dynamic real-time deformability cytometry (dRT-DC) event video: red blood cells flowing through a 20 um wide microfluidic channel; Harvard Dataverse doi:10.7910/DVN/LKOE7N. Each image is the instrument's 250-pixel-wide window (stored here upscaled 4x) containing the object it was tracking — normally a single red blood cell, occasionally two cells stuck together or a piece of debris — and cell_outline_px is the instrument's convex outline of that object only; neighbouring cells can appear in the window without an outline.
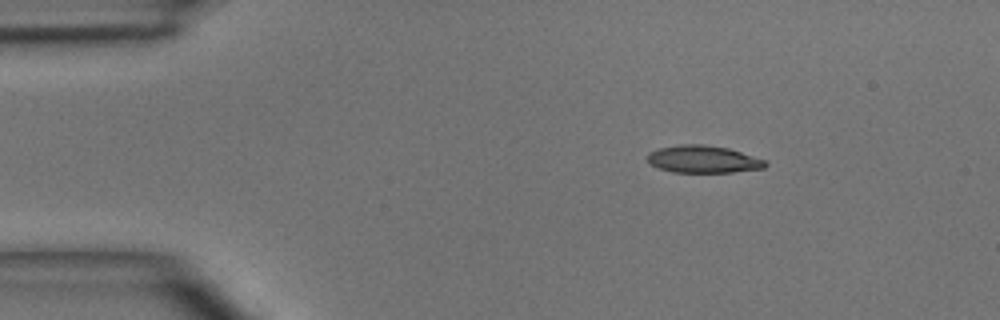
{"species": "common noctule bat (a hibernating species)", "species_latin": "Nyctalus noctula", "temperature_condition": "room temperature", "stored_images_in_passage": 6, "camera_frame_rate_fps": 3000, "um_per_image_px": 0.085, "animal": {"sex": "male", "body_mass_g": 15.6}, "frame": {"image": 1, "passage_image": 1, "time_ms": 0.0, "image_size_px": [1000, 320], "cell_outline_px": [[768, 164], [764, 168], [732, 172], [672, 172], [660, 168], [652, 164], [648, 160], [648, 152], [656, 148], [680, 144], [704, 144], [728, 148], [764, 160]], "centroid_in_image_um": [59.74, 13.52], "position_along_channel_um": 25.3, "area_um2": 18.67}}
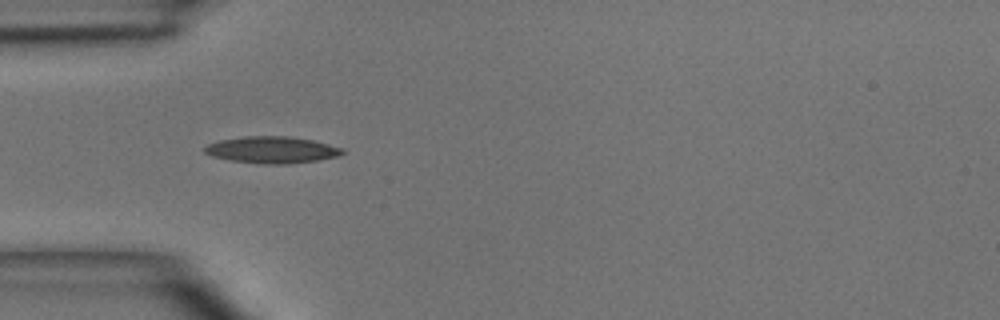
{"frame": {"image": 2, "passage_image": 3, "time_ms": 2.333, "image_size_px": [1000, 320], "cell_outline_px": [[344, 152], [340, 156], [316, 160], [288, 164], [260, 164], [228, 160], [212, 156], [204, 152], [204, 148], [208, 144], [220, 140], [244, 136], [288, 136], [312, 140], [328, 144], [340, 148]], "centroid_in_image_um": [23.08, 12.74], "position_along_channel_um": 61.9, "area_um2": 21.39}}